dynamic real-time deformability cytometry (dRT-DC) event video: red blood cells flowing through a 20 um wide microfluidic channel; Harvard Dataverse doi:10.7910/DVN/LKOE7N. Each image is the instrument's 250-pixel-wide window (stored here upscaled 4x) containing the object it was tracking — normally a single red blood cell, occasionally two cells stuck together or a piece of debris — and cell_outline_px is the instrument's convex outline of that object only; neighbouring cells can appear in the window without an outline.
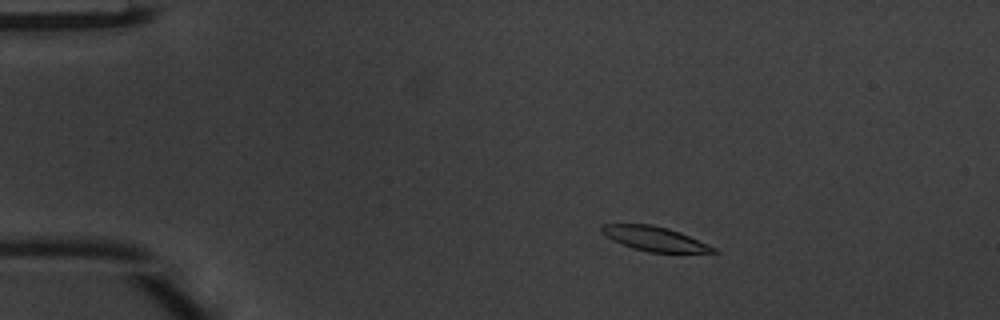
{"species": "common noctule bat (a hibernating species)", "species_latin": "Nyctalus noctula", "temperature_condition": "warm", "stored_images_in_passage": 45, "camera_frame_rate_fps": 3000, "um_per_image_px": 0.085, "animal": {"sex": "male", "body_mass_g": 20.1, "forearm_length_mm": 53.5}, "frame": {"image": 1, "passage_image": 4, "time_ms": 1.0, "image_size_px": [1000, 320], "cell_outline_px": [[720, 252], [648, 252], [632, 248], [612, 240], [600, 232], [600, 224], [652, 224], [668, 228], [680, 232], [708, 244], [716, 248]], "centroid_in_image_um": [55.6, 20.28], "position_along_channel_um": 29.4, "area_um2": 15.9}}
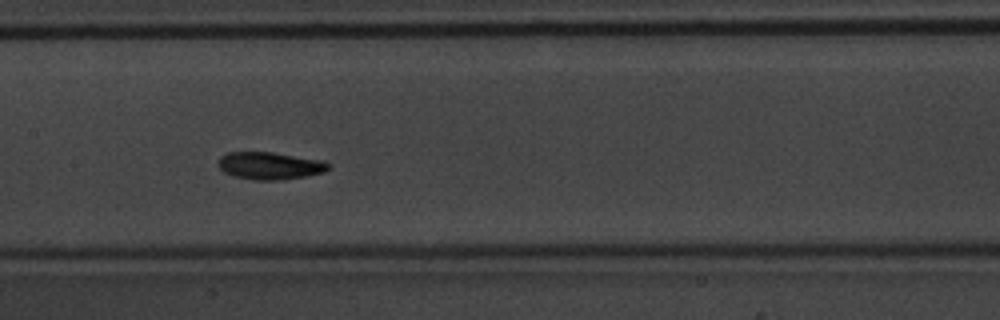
{"frame": {"image": 2, "passage_image": 20, "time_ms": 6.333, "image_size_px": [1000, 320], "cell_outline_px": [[328, 168], [324, 172], [308, 176], [280, 180], [252, 180], [232, 176], [224, 172], [216, 164], [220, 156], [228, 152], [272, 152], [324, 160], [328, 164]], "centroid_in_image_um": [22.9, 14.09], "position_along_channel_um": 184.5, "area_um2": 17.8}}
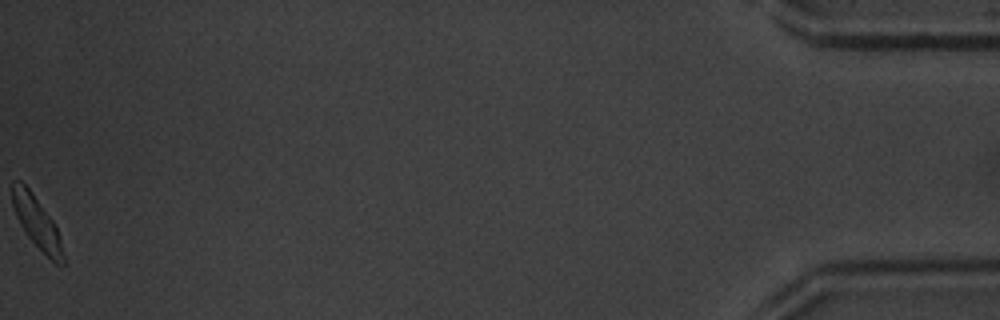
{"frame": {"image": 3, "passage_image": 45, "time_ms": 14.667, "image_size_px": [1000, 320], "cell_outline_px": [[64, 264], [56, 264], [28, 236], [20, 224], [16, 216], [12, 204], [12, 180], [20, 180], [28, 188], [52, 220], [60, 236], [64, 256]], "centroid_in_image_um": [3.12, 18.89], "position_along_channel_um": 432.1, "area_um2": 14.85}, "authors_computed_cell_mechanics": {"area_um2": 16.4152, "velocity_mm_per_s": 4.102, "shape_relaxation_time_tau1_ms": null, "shape_relaxation_time_tau2_ms": 7.2977, "deformation_change_tau1": null, "deformation_change_tau2": 0.1667}}